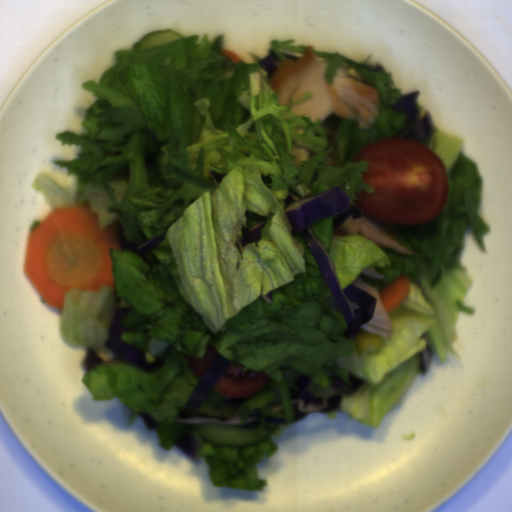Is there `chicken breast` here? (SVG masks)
I'll use <instances>...</instances> for the list:
<instances>
[{
  "instance_id": "obj_4",
  "label": "chicken breast",
  "mask_w": 512,
  "mask_h": 512,
  "mask_svg": "<svg viewBox=\"0 0 512 512\" xmlns=\"http://www.w3.org/2000/svg\"><path fill=\"white\" fill-rule=\"evenodd\" d=\"M292 155H295L296 158L293 159V162L300 168L301 162L308 161L311 156V151L304 147H301L293 142L292 147Z\"/></svg>"
},
{
  "instance_id": "obj_2",
  "label": "chicken breast",
  "mask_w": 512,
  "mask_h": 512,
  "mask_svg": "<svg viewBox=\"0 0 512 512\" xmlns=\"http://www.w3.org/2000/svg\"><path fill=\"white\" fill-rule=\"evenodd\" d=\"M333 233L338 236L361 234L380 247L394 249L402 255H417V252L409 250L395 240L391 232V223L375 221L367 217L362 210L359 218H352L351 215L338 228H334Z\"/></svg>"
},
{
  "instance_id": "obj_5",
  "label": "chicken breast",
  "mask_w": 512,
  "mask_h": 512,
  "mask_svg": "<svg viewBox=\"0 0 512 512\" xmlns=\"http://www.w3.org/2000/svg\"><path fill=\"white\" fill-rule=\"evenodd\" d=\"M364 276L374 280H385L384 274H379L373 266H368L361 272Z\"/></svg>"
},
{
  "instance_id": "obj_1",
  "label": "chicken breast",
  "mask_w": 512,
  "mask_h": 512,
  "mask_svg": "<svg viewBox=\"0 0 512 512\" xmlns=\"http://www.w3.org/2000/svg\"><path fill=\"white\" fill-rule=\"evenodd\" d=\"M329 62L316 55L313 45L303 50L298 60L280 61L269 80L276 91L280 105L295 101L306 92L312 95L303 102L293 104L292 112L305 114L313 121L323 123L330 115L357 122L359 128L369 129L378 119L380 96L373 86L350 77L347 66H339L331 84L326 80Z\"/></svg>"
},
{
  "instance_id": "obj_3",
  "label": "chicken breast",
  "mask_w": 512,
  "mask_h": 512,
  "mask_svg": "<svg viewBox=\"0 0 512 512\" xmlns=\"http://www.w3.org/2000/svg\"><path fill=\"white\" fill-rule=\"evenodd\" d=\"M350 285L355 286L375 297L373 317L366 324L359 327L369 333L391 338L394 328L378 289L372 285L366 284L359 276Z\"/></svg>"
}]
</instances>
